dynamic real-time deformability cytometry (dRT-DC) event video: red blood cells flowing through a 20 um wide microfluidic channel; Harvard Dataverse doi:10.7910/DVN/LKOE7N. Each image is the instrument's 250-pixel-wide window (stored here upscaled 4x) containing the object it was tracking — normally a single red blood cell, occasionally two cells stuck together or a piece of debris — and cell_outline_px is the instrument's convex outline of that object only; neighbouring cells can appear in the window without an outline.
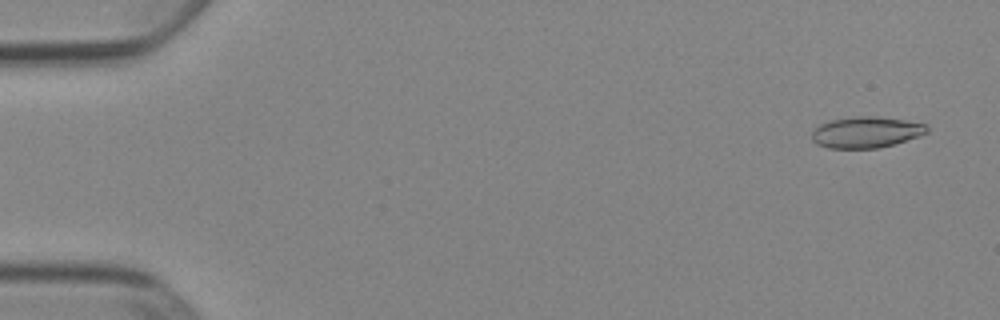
{"species": "Egyptian fruit bat (a non-hibernating species)", "species_latin": "Rousettus aegyptiacus", "temperature_condition": "cold", "stored_images_in_passage": 52, "camera_frame_rate_fps": 3000, "um_per_image_px": 0.085, "animal": {"sex": "female"}, "frame": {"image": 1, "passage_image": 3, "time_ms": 0.667, "image_size_px": [1000, 320], "cell_outline_px": [[928, 132], [920, 136], [880, 148], [828, 148], [816, 144], [812, 140], [812, 132], [820, 124], [828, 120], [856, 116], [876, 116], [904, 120], [928, 124]], "centroid_in_image_um": [73.62, 11.23], "position_along_channel_um": 11.4, "area_um2": 21.04}}
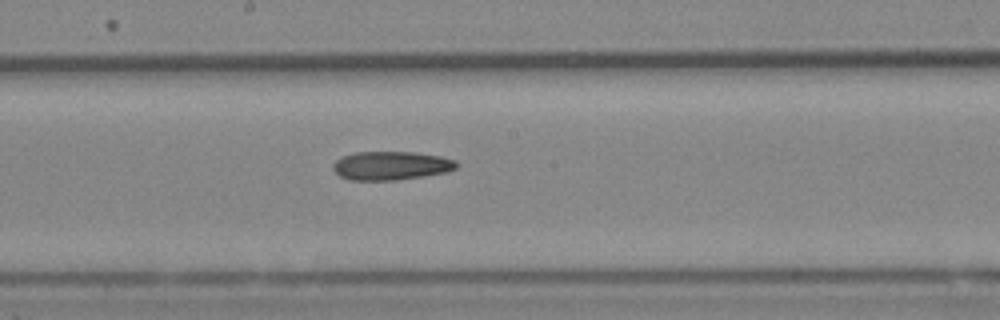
{"frame": {"image": 2, "passage_image": 29, "time_ms": 9.333, "image_size_px": [1000, 320], "cell_outline_px": [[456, 168], [448, 172], [424, 176], [396, 180], [348, 180], [340, 176], [332, 168], [332, 164], [340, 156], [356, 152], [412, 152], [440, 156], [456, 160]], "centroid_in_image_um": [33.21, 14.08], "position_along_channel_um": 215.0, "area_um2": 20.69}}
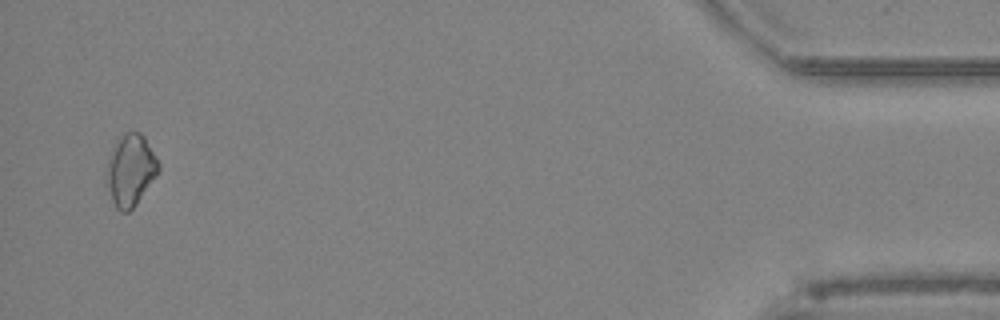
{"frame": {"image": 3, "passage_image": 51, "time_ms": 16.667, "image_size_px": [1000, 320], "cell_outline_px": [[160, 168], [156, 176], [136, 204], [128, 212], [120, 212], [116, 208], [104, 184], [104, 176], [108, 160], [116, 136], [124, 132], [140, 132], [144, 136], [156, 156], [160, 164]], "centroid_in_image_um": [11.05, 14.44], "position_along_channel_um": 424.2, "area_um2": 22.2}}